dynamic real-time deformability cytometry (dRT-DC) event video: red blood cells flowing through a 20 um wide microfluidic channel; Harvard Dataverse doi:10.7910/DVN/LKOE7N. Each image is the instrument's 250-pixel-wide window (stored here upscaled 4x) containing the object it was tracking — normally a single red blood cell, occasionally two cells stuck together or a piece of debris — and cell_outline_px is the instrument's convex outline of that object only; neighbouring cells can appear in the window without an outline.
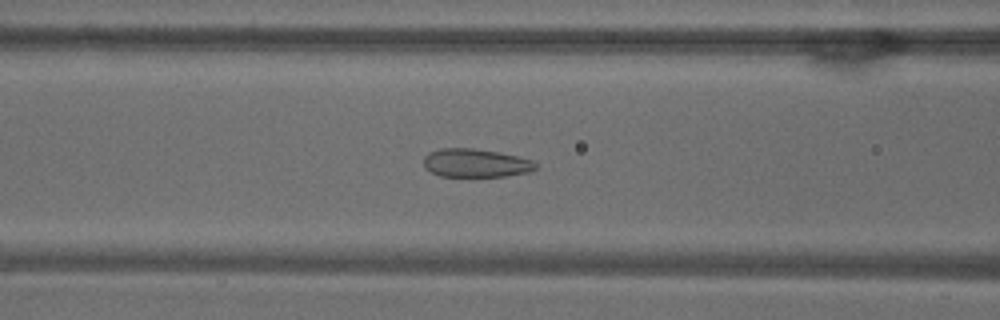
{"species": "common noctule bat (a hibernating species)", "species_latin": "Nyctalus noctula", "temperature_condition": "warm", "stored_images_in_passage": 54, "camera_frame_rate_fps": 3000, "um_per_image_px": 0.085, "animal": {"sex": "male", "body_mass_g": 18.8}, "frame": {"image": 1, "passage_image": 22, "time_ms": 7.0, "image_size_px": [1000, 320], "cell_outline_px": [[536, 168], [528, 172], [504, 176], [440, 176], [424, 168], [424, 156], [428, 152], [440, 148], [472, 148], [496, 152], [516, 156], [532, 160], [536, 164]], "centroid_in_image_um": [40.38, 13.85], "position_along_channel_um": 126.2, "area_um2": 18.38}}
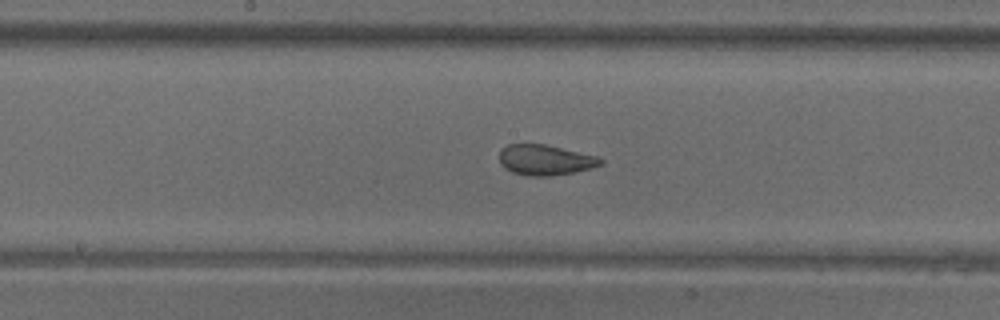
{"frame": {"image": 2, "passage_image": 28, "time_ms": 9.0, "image_size_px": [1000, 320], "cell_outline_px": [[604, 164], [592, 168], [576, 172], [552, 176], [528, 176], [512, 172], [504, 168], [500, 164], [500, 148], [508, 144], [544, 144], [600, 156], [604, 160]], "centroid_in_image_um": [46.38, 13.6], "position_along_channel_um": 201.8, "area_um2": 18.32}}
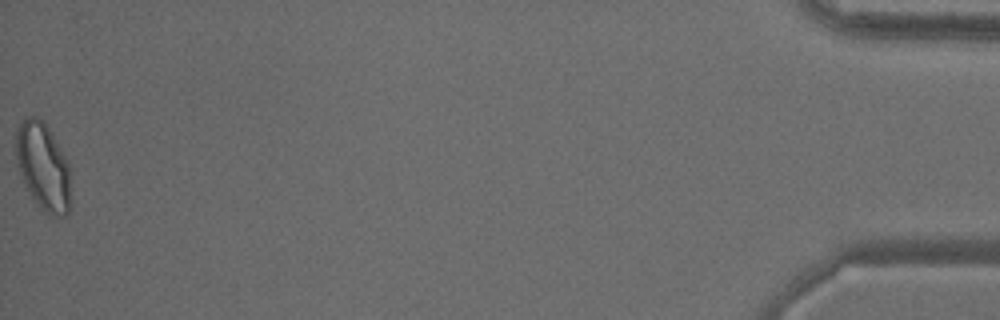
{"frame": {"image": 3, "passage_image": 54, "time_ms": 17.667, "image_size_px": [1000, 320], "cell_outline_px": [[68, 216], [48, 216], [36, 204], [24, 184], [16, 164], [16, 128], [20, 120], [24, 116], [36, 116], [44, 120], [64, 156], [68, 164]], "centroid_in_image_um": [3.6, 14.12], "position_along_channel_um": 431.6, "area_um2": 27.86}, "authors_computed_cell_mechanics": {"area_um2": 21.7328, "velocity_mm_per_s": 3.7821, "shape_relaxation_time_tau1_ms": 8.3651, "shape_relaxation_time_tau2_ms": 0.8543, "deformation_change_tau1": 0.1738, "deformation_change_tau2": 0.0699}}